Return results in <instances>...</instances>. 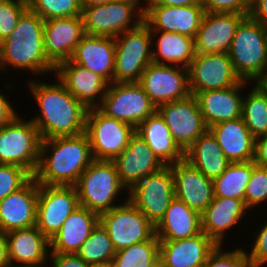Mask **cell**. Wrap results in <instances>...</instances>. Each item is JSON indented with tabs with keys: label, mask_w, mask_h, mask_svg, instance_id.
<instances>
[{
	"label": "cell",
	"mask_w": 267,
	"mask_h": 267,
	"mask_svg": "<svg viewBox=\"0 0 267 267\" xmlns=\"http://www.w3.org/2000/svg\"><path fill=\"white\" fill-rule=\"evenodd\" d=\"M56 83L28 78V95L39 107L30 119L39 130L42 140L74 136L85 132L88 108L78 101L57 79ZM45 81V82H43Z\"/></svg>",
	"instance_id": "1"
},
{
	"label": "cell",
	"mask_w": 267,
	"mask_h": 267,
	"mask_svg": "<svg viewBox=\"0 0 267 267\" xmlns=\"http://www.w3.org/2000/svg\"><path fill=\"white\" fill-rule=\"evenodd\" d=\"M93 161L86 132L45 139L33 177L39 185L74 186Z\"/></svg>",
	"instance_id": "2"
},
{
	"label": "cell",
	"mask_w": 267,
	"mask_h": 267,
	"mask_svg": "<svg viewBox=\"0 0 267 267\" xmlns=\"http://www.w3.org/2000/svg\"><path fill=\"white\" fill-rule=\"evenodd\" d=\"M10 67L13 72L32 73L30 78H34V75L37 79H42L45 74L54 75L55 66L45 55L44 20L29 9L22 14L15 29L0 45V73H10Z\"/></svg>",
	"instance_id": "3"
},
{
	"label": "cell",
	"mask_w": 267,
	"mask_h": 267,
	"mask_svg": "<svg viewBox=\"0 0 267 267\" xmlns=\"http://www.w3.org/2000/svg\"><path fill=\"white\" fill-rule=\"evenodd\" d=\"M74 186L80 206L99 215L128 200V190L120 182L113 161L94 160L79 176ZM123 191L126 192L124 196L127 197L122 198L125 200L120 202L121 200L118 201V199Z\"/></svg>",
	"instance_id": "4"
},
{
	"label": "cell",
	"mask_w": 267,
	"mask_h": 267,
	"mask_svg": "<svg viewBox=\"0 0 267 267\" xmlns=\"http://www.w3.org/2000/svg\"><path fill=\"white\" fill-rule=\"evenodd\" d=\"M228 54L240 79L253 83L267 67V26L246 16L236 30Z\"/></svg>",
	"instance_id": "5"
},
{
	"label": "cell",
	"mask_w": 267,
	"mask_h": 267,
	"mask_svg": "<svg viewBox=\"0 0 267 267\" xmlns=\"http://www.w3.org/2000/svg\"><path fill=\"white\" fill-rule=\"evenodd\" d=\"M18 114L0 126V164L19 165L35 174L40 158L42 138L31 119Z\"/></svg>",
	"instance_id": "6"
},
{
	"label": "cell",
	"mask_w": 267,
	"mask_h": 267,
	"mask_svg": "<svg viewBox=\"0 0 267 267\" xmlns=\"http://www.w3.org/2000/svg\"><path fill=\"white\" fill-rule=\"evenodd\" d=\"M114 83L138 82L145 68L152 63L150 27L142 22L114 38Z\"/></svg>",
	"instance_id": "7"
},
{
	"label": "cell",
	"mask_w": 267,
	"mask_h": 267,
	"mask_svg": "<svg viewBox=\"0 0 267 267\" xmlns=\"http://www.w3.org/2000/svg\"><path fill=\"white\" fill-rule=\"evenodd\" d=\"M97 108L106 116L134 128L157 111V107L138 82L109 84Z\"/></svg>",
	"instance_id": "8"
},
{
	"label": "cell",
	"mask_w": 267,
	"mask_h": 267,
	"mask_svg": "<svg viewBox=\"0 0 267 267\" xmlns=\"http://www.w3.org/2000/svg\"><path fill=\"white\" fill-rule=\"evenodd\" d=\"M99 222L106 229L116 251L148 241L155 235V226L129 199L101 213Z\"/></svg>",
	"instance_id": "9"
},
{
	"label": "cell",
	"mask_w": 267,
	"mask_h": 267,
	"mask_svg": "<svg viewBox=\"0 0 267 267\" xmlns=\"http://www.w3.org/2000/svg\"><path fill=\"white\" fill-rule=\"evenodd\" d=\"M88 135L94 160L113 161L128 146L135 128L125 122L90 108L86 117Z\"/></svg>",
	"instance_id": "10"
},
{
	"label": "cell",
	"mask_w": 267,
	"mask_h": 267,
	"mask_svg": "<svg viewBox=\"0 0 267 267\" xmlns=\"http://www.w3.org/2000/svg\"><path fill=\"white\" fill-rule=\"evenodd\" d=\"M82 17L85 34L113 38L144 22V15L137 8L117 0L85 6L82 8Z\"/></svg>",
	"instance_id": "11"
},
{
	"label": "cell",
	"mask_w": 267,
	"mask_h": 267,
	"mask_svg": "<svg viewBox=\"0 0 267 267\" xmlns=\"http://www.w3.org/2000/svg\"><path fill=\"white\" fill-rule=\"evenodd\" d=\"M174 197V176L170 166L144 177L128 191V199L154 226L163 218Z\"/></svg>",
	"instance_id": "12"
},
{
	"label": "cell",
	"mask_w": 267,
	"mask_h": 267,
	"mask_svg": "<svg viewBox=\"0 0 267 267\" xmlns=\"http://www.w3.org/2000/svg\"><path fill=\"white\" fill-rule=\"evenodd\" d=\"M157 112L170 129L174 141L184 152L208 130L194 94L162 104L157 107Z\"/></svg>",
	"instance_id": "13"
},
{
	"label": "cell",
	"mask_w": 267,
	"mask_h": 267,
	"mask_svg": "<svg viewBox=\"0 0 267 267\" xmlns=\"http://www.w3.org/2000/svg\"><path fill=\"white\" fill-rule=\"evenodd\" d=\"M138 84L158 107L188 97V69L176 65L150 63L143 71Z\"/></svg>",
	"instance_id": "14"
},
{
	"label": "cell",
	"mask_w": 267,
	"mask_h": 267,
	"mask_svg": "<svg viewBox=\"0 0 267 267\" xmlns=\"http://www.w3.org/2000/svg\"><path fill=\"white\" fill-rule=\"evenodd\" d=\"M79 205L75 186L39 185L35 226L50 240Z\"/></svg>",
	"instance_id": "15"
},
{
	"label": "cell",
	"mask_w": 267,
	"mask_h": 267,
	"mask_svg": "<svg viewBox=\"0 0 267 267\" xmlns=\"http://www.w3.org/2000/svg\"><path fill=\"white\" fill-rule=\"evenodd\" d=\"M188 69L191 94L224 89L240 83L228 53H196Z\"/></svg>",
	"instance_id": "16"
},
{
	"label": "cell",
	"mask_w": 267,
	"mask_h": 267,
	"mask_svg": "<svg viewBox=\"0 0 267 267\" xmlns=\"http://www.w3.org/2000/svg\"><path fill=\"white\" fill-rule=\"evenodd\" d=\"M54 77L88 109L101 104L109 85L100 75L71 60L59 63L55 67Z\"/></svg>",
	"instance_id": "17"
},
{
	"label": "cell",
	"mask_w": 267,
	"mask_h": 267,
	"mask_svg": "<svg viewBox=\"0 0 267 267\" xmlns=\"http://www.w3.org/2000/svg\"><path fill=\"white\" fill-rule=\"evenodd\" d=\"M113 162L120 182L128 191L144 177L165 166L136 132L131 136L128 146Z\"/></svg>",
	"instance_id": "18"
},
{
	"label": "cell",
	"mask_w": 267,
	"mask_h": 267,
	"mask_svg": "<svg viewBox=\"0 0 267 267\" xmlns=\"http://www.w3.org/2000/svg\"><path fill=\"white\" fill-rule=\"evenodd\" d=\"M85 35L83 17L54 18L44 21L46 58L56 67L70 60L77 44Z\"/></svg>",
	"instance_id": "19"
},
{
	"label": "cell",
	"mask_w": 267,
	"mask_h": 267,
	"mask_svg": "<svg viewBox=\"0 0 267 267\" xmlns=\"http://www.w3.org/2000/svg\"><path fill=\"white\" fill-rule=\"evenodd\" d=\"M39 184L32 177L22 188L0 201V232L36 225Z\"/></svg>",
	"instance_id": "20"
},
{
	"label": "cell",
	"mask_w": 267,
	"mask_h": 267,
	"mask_svg": "<svg viewBox=\"0 0 267 267\" xmlns=\"http://www.w3.org/2000/svg\"><path fill=\"white\" fill-rule=\"evenodd\" d=\"M245 17L236 13H205L194 38L195 52L228 53L236 30Z\"/></svg>",
	"instance_id": "21"
},
{
	"label": "cell",
	"mask_w": 267,
	"mask_h": 267,
	"mask_svg": "<svg viewBox=\"0 0 267 267\" xmlns=\"http://www.w3.org/2000/svg\"><path fill=\"white\" fill-rule=\"evenodd\" d=\"M249 212L241 199L214 197L201 213L202 232L217 245H224L229 232H233L242 220L248 218Z\"/></svg>",
	"instance_id": "22"
},
{
	"label": "cell",
	"mask_w": 267,
	"mask_h": 267,
	"mask_svg": "<svg viewBox=\"0 0 267 267\" xmlns=\"http://www.w3.org/2000/svg\"><path fill=\"white\" fill-rule=\"evenodd\" d=\"M169 166L174 176L175 197L201 214L215 197L213 180L185 159Z\"/></svg>",
	"instance_id": "23"
},
{
	"label": "cell",
	"mask_w": 267,
	"mask_h": 267,
	"mask_svg": "<svg viewBox=\"0 0 267 267\" xmlns=\"http://www.w3.org/2000/svg\"><path fill=\"white\" fill-rule=\"evenodd\" d=\"M250 84L242 80L231 87L194 94L208 129L217 123L241 117L243 90Z\"/></svg>",
	"instance_id": "24"
},
{
	"label": "cell",
	"mask_w": 267,
	"mask_h": 267,
	"mask_svg": "<svg viewBox=\"0 0 267 267\" xmlns=\"http://www.w3.org/2000/svg\"><path fill=\"white\" fill-rule=\"evenodd\" d=\"M204 14L202 5L148 6L144 22L150 31L175 32L195 38Z\"/></svg>",
	"instance_id": "25"
},
{
	"label": "cell",
	"mask_w": 267,
	"mask_h": 267,
	"mask_svg": "<svg viewBox=\"0 0 267 267\" xmlns=\"http://www.w3.org/2000/svg\"><path fill=\"white\" fill-rule=\"evenodd\" d=\"M159 241V258L165 267H203L217 247L204 232L190 238Z\"/></svg>",
	"instance_id": "26"
},
{
	"label": "cell",
	"mask_w": 267,
	"mask_h": 267,
	"mask_svg": "<svg viewBox=\"0 0 267 267\" xmlns=\"http://www.w3.org/2000/svg\"><path fill=\"white\" fill-rule=\"evenodd\" d=\"M70 60L100 75L108 84H111L115 68L114 38L85 34L77 44Z\"/></svg>",
	"instance_id": "27"
},
{
	"label": "cell",
	"mask_w": 267,
	"mask_h": 267,
	"mask_svg": "<svg viewBox=\"0 0 267 267\" xmlns=\"http://www.w3.org/2000/svg\"><path fill=\"white\" fill-rule=\"evenodd\" d=\"M5 235L11 267L36 266L49 261L50 241L36 226L12 230Z\"/></svg>",
	"instance_id": "28"
},
{
	"label": "cell",
	"mask_w": 267,
	"mask_h": 267,
	"mask_svg": "<svg viewBox=\"0 0 267 267\" xmlns=\"http://www.w3.org/2000/svg\"><path fill=\"white\" fill-rule=\"evenodd\" d=\"M99 223V214L78 206L50 241V253L76 254Z\"/></svg>",
	"instance_id": "29"
},
{
	"label": "cell",
	"mask_w": 267,
	"mask_h": 267,
	"mask_svg": "<svg viewBox=\"0 0 267 267\" xmlns=\"http://www.w3.org/2000/svg\"><path fill=\"white\" fill-rule=\"evenodd\" d=\"M209 130L231 163L253 161L255 138L241 117L217 123Z\"/></svg>",
	"instance_id": "30"
},
{
	"label": "cell",
	"mask_w": 267,
	"mask_h": 267,
	"mask_svg": "<svg viewBox=\"0 0 267 267\" xmlns=\"http://www.w3.org/2000/svg\"><path fill=\"white\" fill-rule=\"evenodd\" d=\"M202 232L201 214L174 197L163 218L155 226L158 240H178L196 236Z\"/></svg>",
	"instance_id": "31"
},
{
	"label": "cell",
	"mask_w": 267,
	"mask_h": 267,
	"mask_svg": "<svg viewBox=\"0 0 267 267\" xmlns=\"http://www.w3.org/2000/svg\"><path fill=\"white\" fill-rule=\"evenodd\" d=\"M135 132L165 166L185 159V152L174 141L170 129L157 111L138 125Z\"/></svg>",
	"instance_id": "32"
},
{
	"label": "cell",
	"mask_w": 267,
	"mask_h": 267,
	"mask_svg": "<svg viewBox=\"0 0 267 267\" xmlns=\"http://www.w3.org/2000/svg\"><path fill=\"white\" fill-rule=\"evenodd\" d=\"M151 37L153 63L189 67L196 54L194 38L163 31H151Z\"/></svg>",
	"instance_id": "33"
},
{
	"label": "cell",
	"mask_w": 267,
	"mask_h": 267,
	"mask_svg": "<svg viewBox=\"0 0 267 267\" xmlns=\"http://www.w3.org/2000/svg\"><path fill=\"white\" fill-rule=\"evenodd\" d=\"M185 160L211 180L221 176L231 163L209 129L187 149Z\"/></svg>",
	"instance_id": "34"
},
{
	"label": "cell",
	"mask_w": 267,
	"mask_h": 267,
	"mask_svg": "<svg viewBox=\"0 0 267 267\" xmlns=\"http://www.w3.org/2000/svg\"><path fill=\"white\" fill-rule=\"evenodd\" d=\"M253 171V161L230 163L225 172L213 180L214 196L244 201Z\"/></svg>",
	"instance_id": "35"
},
{
	"label": "cell",
	"mask_w": 267,
	"mask_h": 267,
	"mask_svg": "<svg viewBox=\"0 0 267 267\" xmlns=\"http://www.w3.org/2000/svg\"><path fill=\"white\" fill-rule=\"evenodd\" d=\"M244 90L241 118L256 139L267 135V95L255 84Z\"/></svg>",
	"instance_id": "36"
},
{
	"label": "cell",
	"mask_w": 267,
	"mask_h": 267,
	"mask_svg": "<svg viewBox=\"0 0 267 267\" xmlns=\"http://www.w3.org/2000/svg\"><path fill=\"white\" fill-rule=\"evenodd\" d=\"M76 254L88 265H100L112 263L116 250L99 222Z\"/></svg>",
	"instance_id": "37"
},
{
	"label": "cell",
	"mask_w": 267,
	"mask_h": 267,
	"mask_svg": "<svg viewBox=\"0 0 267 267\" xmlns=\"http://www.w3.org/2000/svg\"><path fill=\"white\" fill-rule=\"evenodd\" d=\"M160 241L154 235L150 240L116 251L113 267H150L159 259Z\"/></svg>",
	"instance_id": "38"
},
{
	"label": "cell",
	"mask_w": 267,
	"mask_h": 267,
	"mask_svg": "<svg viewBox=\"0 0 267 267\" xmlns=\"http://www.w3.org/2000/svg\"><path fill=\"white\" fill-rule=\"evenodd\" d=\"M28 9L44 21L82 15L80 0H27Z\"/></svg>",
	"instance_id": "39"
},
{
	"label": "cell",
	"mask_w": 267,
	"mask_h": 267,
	"mask_svg": "<svg viewBox=\"0 0 267 267\" xmlns=\"http://www.w3.org/2000/svg\"><path fill=\"white\" fill-rule=\"evenodd\" d=\"M267 202V168L253 162V171L244 195L246 208L254 212ZM256 208V209H255Z\"/></svg>",
	"instance_id": "40"
},
{
	"label": "cell",
	"mask_w": 267,
	"mask_h": 267,
	"mask_svg": "<svg viewBox=\"0 0 267 267\" xmlns=\"http://www.w3.org/2000/svg\"><path fill=\"white\" fill-rule=\"evenodd\" d=\"M226 245H217L209 254L203 267H251L246 248L235 247L226 250Z\"/></svg>",
	"instance_id": "41"
},
{
	"label": "cell",
	"mask_w": 267,
	"mask_h": 267,
	"mask_svg": "<svg viewBox=\"0 0 267 267\" xmlns=\"http://www.w3.org/2000/svg\"><path fill=\"white\" fill-rule=\"evenodd\" d=\"M33 175L19 165L0 164V201L22 188Z\"/></svg>",
	"instance_id": "42"
},
{
	"label": "cell",
	"mask_w": 267,
	"mask_h": 267,
	"mask_svg": "<svg viewBox=\"0 0 267 267\" xmlns=\"http://www.w3.org/2000/svg\"><path fill=\"white\" fill-rule=\"evenodd\" d=\"M27 9V0H0V42L12 33Z\"/></svg>",
	"instance_id": "43"
},
{
	"label": "cell",
	"mask_w": 267,
	"mask_h": 267,
	"mask_svg": "<svg viewBox=\"0 0 267 267\" xmlns=\"http://www.w3.org/2000/svg\"><path fill=\"white\" fill-rule=\"evenodd\" d=\"M260 227L259 232L255 233L253 238L254 242L251 241L248 246L250 251L246 249L248 259L251 267H264L267 265V220ZM253 242V243H252Z\"/></svg>",
	"instance_id": "44"
},
{
	"label": "cell",
	"mask_w": 267,
	"mask_h": 267,
	"mask_svg": "<svg viewBox=\"0 0 267 267\" xmlns=\"http://www.w3.org/2000/svg\"><path fill=\"white\" fill-rule=\"evenodd\" d=\"M205 13H236L249 16L241 0H201Z\"/></svg>",
	"instance_id": "45"
},
{
	"label": "cell",
	"mask_w": 267,
	"mask_h": 267,
	"mask_svg": "<svg viewBox=\"0 0 267 267\" xmlns=\"http://www.w3.org/2000/svg\"><path fill=\"white\" fill-rule=\"evenodd\" d=\"M52 267H90L77 254L50 253Z\"/></svg>",
	"instance_id": "46"
},
{
	"label": "cell",
	"mask_w": 267,
	"mask_h": 267,
	"mask_svg": "<svg viewBox=\"0 0 267 267\" xmlns=\"http://www.w3.org/2000/svg\"><path fill=\"white\" fill-rule=\"evenodd\" d=\"M0 126L10 123L18 114L16 107H12L9 95L2 93L3 90L0 88Z\"/></svg>",
	"instance_id": "47"
},
{
	"label": "cell",
	"mask_w": 267,
	"mask_h": 267,
	"mask_svg": "<svg viewBox=\"0 0 267 267\" xmlns=\"http://www.w3.org/2000/svg\"><path fill=\"white\" fill-rule=\"evenodd\" d=\"M253 162L267 168V135L255 139Z\"/></svg>",
	"instance_id": "48"
},
{
	"label": "cell",
	"mask_w": 267,
	"mask_h": 267,
	"mask_svg": "<svg viewBox=\"0 0 267 267\" xmlns=\"http://www.w3.org/2000/svg\"><path fill=\"white\" fill-rule=\"evenodd\" d=\"M249 16L262 25L267 26V0H259L249 12Z\"/></svg>",
	"instance_id": "49"
},
{
	"label": "cell",
	"mask_w": 267,
	"mask_h": 267,
	"mask_svg": "<svg viewBox=\"0 0 267 267\" xmlns=\"http://www.w3.org/2000/svg\"><path fill=\"white\" fill-rule=\"evenodd\" d=\"M201 5V0H149L148 6H189Z\"/></svg>",
	"instance_id": "50"
},
{
	"label": "cell",
	"mask_w": 267,
	"mask_h": 267,
	"mask_svg": "<svg viewBox=\"0 0 267 267\" xmlns=\"http://www.w3.org/2000/svg\"><path fill=\"white\" fill-rule=\"evenodd\" d=\"M0 267H11L8 257V244L5 233L0 232Z\"/></svg>",
	"instance_id": "51"
},
{
	"label": "cell",
	"mask_w": 267,
	"mask_h": 267,
	"mask_svg": "<svg viewBox=\"0 0 267 267\" xmlns=\"http://www.w3.org/2000/svg\"><path fill=\"white\" fill-rule=\"evenodd\" d=\"M128 3L137 8L143 15L147 13L149 0H117Z\"/></svg>",
	"instance_id": "52"
},
{
	"label": "cell",
	"mask_w": 267,
	"mask_h": 267,
	"mask_svg": "<svg viewBox=\"0 0 267 267\" xmlns=\"http://www.w3.org/2000/svg\"><path fill=\"white\" fill-rule=\"evenodd\" d=\"M252 84H255L267 95V67Z\"/></svg>",
	"instance_id": "53"
},
{
	"label": "cell",
	"mask_w": 267,
	"mask_h": 267,
	"mask_svg": "<svg viewBox=\"0 0 267 267\" xmlns=\"http://www.w3.org/2000/svg\"><path fill=\"white\" fill-rule=\"evenodd\" d=\"M114 0H80L82 8L85 6L102 5Z\"/></svg>",
	"instance_id": "54"
},
{
	"label": "cell",
	"mask_w": 267,
	"mask_h": 267,
	"mask_svg": "<svg viewBox=\"0 0 267 267\" xmlns=\"http://www.w3.org/2000/svg\"><path fill=\"white\" fill-rule=\"evenodd\" d=\"M259 0H241L242 4L251 11L253 7L258 3Z\"/></svg>",
	"instance_id": "55"
},
{
	"label": "cell",
	"mask_w": 267,
	"mask_h": 267,
	"mask_svg": "<svg viewBox=\"0 0 267 267\" xmlns=\"http://www.w3.org/2000/svg\"><path fill=\"white\" fill-rule=\"evenodd\" d=\"M150 267H165L163 261L159 258Z\"/></svg>",
	"instance_id": "56"
},
{
	"label": "cell",
	"mask_w": 267,
	"mask_h": 267,
	"mask_svg": "<svg viewBox=\"0 0 267 267\" xmlns=\"http://www.w3.org/2000/svg\"><path fill=\"white\" fill-rule=\"evenodd\" d=\"M90 267H113L111 263L108 264H100V265H90Z\"/></svg>",
	"instance_id": "57"
},
{
	"label": "cell",
	"mask_w": 267,
	"mask_h": 267,
	"mask_svg": "<svg viewBox=\"0 0 267 267\" xmlns=\"http://www.w3.org/2000/svg\"><path fill=\"white\" fill-rule=\"evenodd\" d=\"M23 267H52V266H50L49 261H48L47 264L44 263V264L36 265V266H23Z\"/></svg>",
	"instance_id": "58"
}]
</instances>
